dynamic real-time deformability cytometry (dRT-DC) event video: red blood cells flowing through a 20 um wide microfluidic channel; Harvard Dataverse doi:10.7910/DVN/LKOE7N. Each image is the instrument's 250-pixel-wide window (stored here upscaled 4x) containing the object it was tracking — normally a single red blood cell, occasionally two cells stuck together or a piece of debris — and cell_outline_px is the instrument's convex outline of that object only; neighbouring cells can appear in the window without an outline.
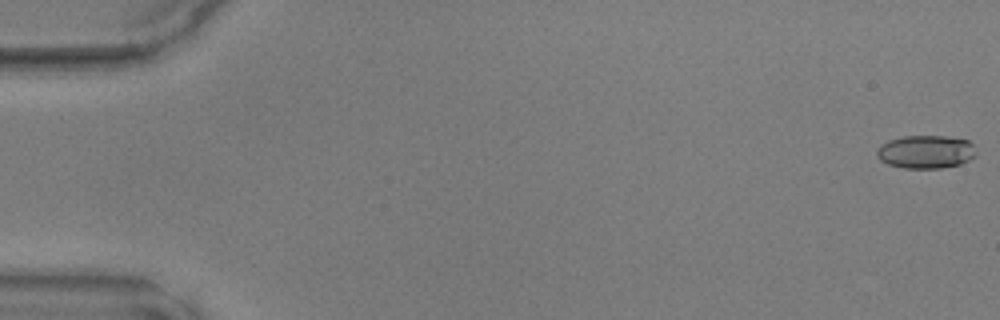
{"species": "common noctule bat (a hibernating species)", "species_latin": "Nyctalus noctula", "temperature_condition": "warm", "stored_images_in_passage": 49, "camera_frame_rate_fps": 3000, "um_per_image_px": 0.085, "animal": {"sex": "male", "body_mass_g": 17.9, "forearm_length_mm": 54.2}, "frame": {"image": 1, "passage_image": 1, "time_ms": 0.0, "image_size_px": [1000, 320], "cell_outline_px": [[976, 156], [960, 164], [940, 168], [904, 168], [888, 164], [880, 160], [876, 156], [876, 152], [880, 144], [888, 140], [904, 136], [948, 136], [968, 140], [972, 144], [976, 152]], "centroid_in_image_um": [78.68, 12.9], "position_along_channel_um": 6.3, "area_um2": 19.31}}
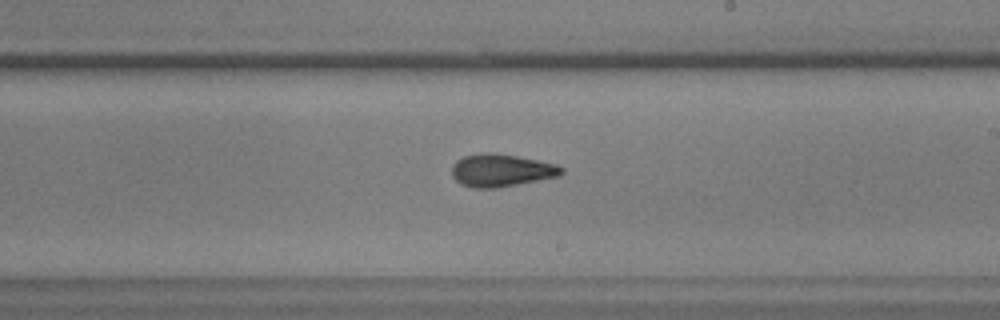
{"frame": {"image": 2, "passage_image": 29, "time_ms": 9.333, "image_size_px": [1000, 320], "cell_outline_px": [[564, 172], [560, 176], [496, 188], [472, 188], [460, 184], [452, 176], [452, 164], [456, 160], [464, 156], [480, 152], [492, 152], [516, 156], [556, 164], [564, 168]], "centroid_in_image_um": [42.58, 14.48], "position_along_channel_um": 246.4, "area_um2": 20.98}}
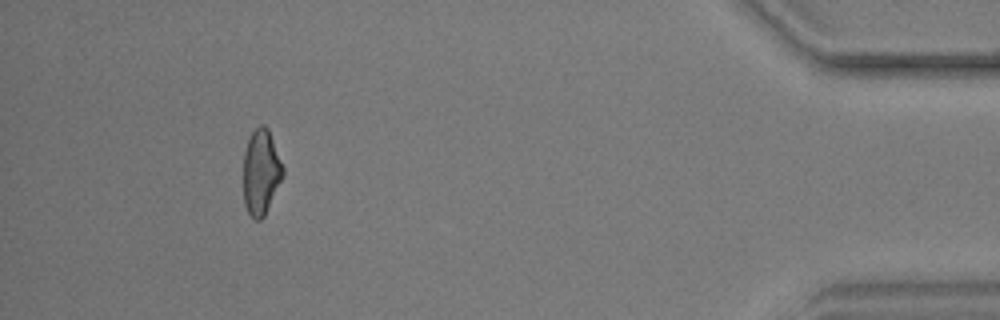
{"frame": {"image": 3, "passage_image": 45, "time_ms": 14.667, "image_size_px": [1000, 320], "cell_outline_px": [[284, 176], [264, 216], [260, 220], [256, 220], [248, 212], [244, 204], [244, 152], [248, 140], [252, 132], [260, 124], [264, 124], [268, 128], [284, 168]], "centroid_in_image_um": [22.2, 14.62], "position_along_channel_um": 413.0, "area_um2": 19.59}}